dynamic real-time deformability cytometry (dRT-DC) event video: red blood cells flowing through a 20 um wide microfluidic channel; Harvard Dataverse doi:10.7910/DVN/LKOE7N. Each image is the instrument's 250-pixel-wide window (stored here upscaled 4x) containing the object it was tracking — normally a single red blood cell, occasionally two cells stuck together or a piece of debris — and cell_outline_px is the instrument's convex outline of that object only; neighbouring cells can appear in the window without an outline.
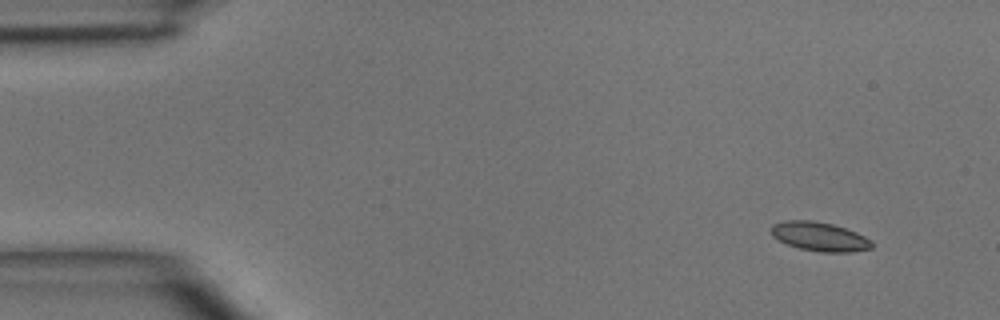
{"species": "common noctule bat (a hibernating species)", "species_latin": "Nyctalus noctula", "temperature_condition": "room temperature", "stored_images_in_passage": 4, "camera_frame_rate_fps": 3000, "um_per_image_px": 0.085, "animal": {"sex": "male", "body_mass_g": 15.6}, "frame": {"image": 1, "passage_image": 1, "time_ms": 0.0, "image_size_px": [1000, 320], "cell_outline_px": [[872, 248], [852, 252], [820, 252], [800, 248], [788, 244], [772, 236], [768, 228], [772, 224], [784, 220], [812, 220], [832, 224], [856, 232], [872, 240]], "centroid_in_image_um": [69.63, 20.1], "position_along_channel_um": 15.4, "area_um2": 17.11}}